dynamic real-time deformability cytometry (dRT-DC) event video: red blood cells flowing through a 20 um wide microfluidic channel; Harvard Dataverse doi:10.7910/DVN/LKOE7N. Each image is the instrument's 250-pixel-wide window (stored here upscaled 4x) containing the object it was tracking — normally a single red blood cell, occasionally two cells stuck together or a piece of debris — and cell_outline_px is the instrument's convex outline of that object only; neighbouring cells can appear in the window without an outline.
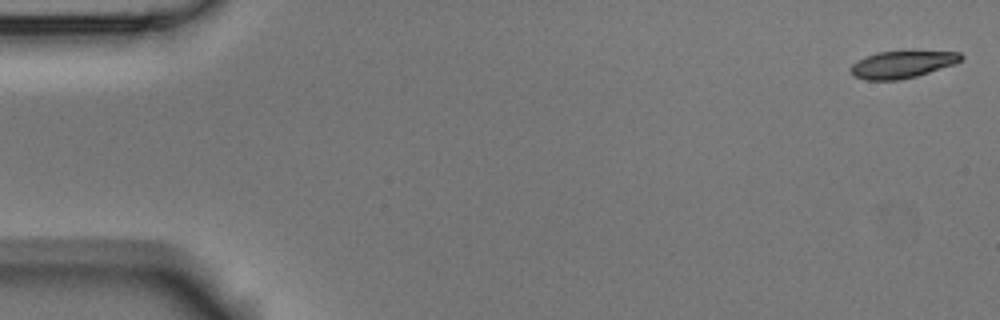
{"species": "Egyptian fruit bat (a non-hibernating species)", "species_latin": "Rousettus aegyptiacus", "temperature_condition": "room temperature", "stored_images_in_passage": 6, "segment_of_instrument_passage": [1, 2], "camera_frame_rate_fps": 3000, "um_per_image_px": 0.085, "animal": {"sex": "male"}, "frame": {"image": 1, "passage_image": 1, "time_ms": 0.0, "image_size_px": [1000, 320], "cell_outline_px": [[964, 56], [956, 64], [916, 76], [900, 80], [864, 80], [852, 76], [848, 68], [852, 64], [876, 52], [960, 52]], "centroid_in_image_um": [76.65, 5.5], "position_along_channel_um": 8.3, "area_um2": 17.28}}
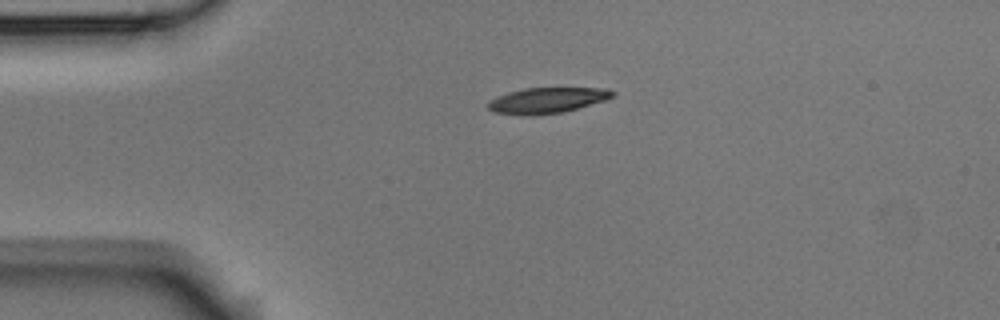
{"frame": {"image": 2, "passage_image": 4, "time_ms": 1.0, "image_size_px": [1000, 320], "cell_outline_px": [[616, 92], [612, 96], [604, 100], [576, 108], [560, 112], [532, 116], [496, 112], [488, 108], [488, 100], [508, 92], [524, 88], [604, 88]], "centroid_in_image_um": [46.46, 8.52], "position_along_channel_um": 38.5, "area_um2": 18.26}}